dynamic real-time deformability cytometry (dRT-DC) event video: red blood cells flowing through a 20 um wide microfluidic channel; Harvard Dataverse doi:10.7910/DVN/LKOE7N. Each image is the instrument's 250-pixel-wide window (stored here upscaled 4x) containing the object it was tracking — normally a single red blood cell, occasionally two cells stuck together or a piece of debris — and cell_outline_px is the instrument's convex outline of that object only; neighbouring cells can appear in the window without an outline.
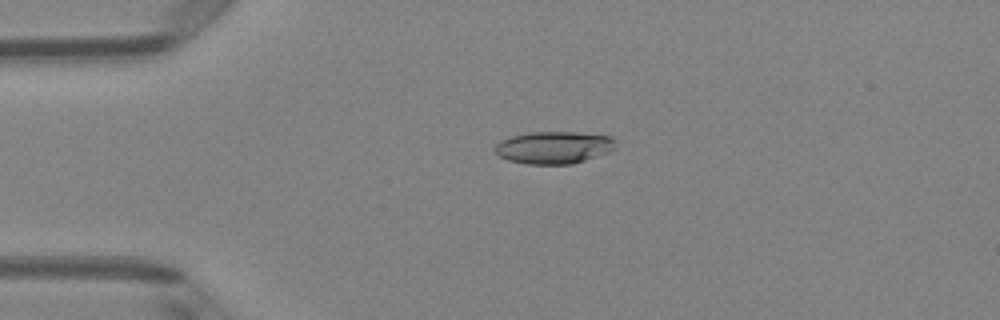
{"species": "Egyptian fruit bat (a non-hibernating species)", "species_latin": "Rousettus aegyptiacus", "temperature_condition": "room temperature", "stored_images_in_passage": 51, "camera_frame_rate_fps": 3000, "um_per_image_px": 0.085, "animal": {"sex": "female"}, "frame": {"image": 1, "passage_image": 12, "time_ms": 3.667, "image_size_px": [1000, 320], "cell_outline_px": [[616, 148], [612, 152], [572, 164], [528, 164], [508, 160], [492, 152], [492, 148], [500, 140], [512, 136], [528, 132], [576, 132], [612, 136], [616, 140]], "centroid_in_image_um": [47.09, 12.53], "position_along_channel_um": 37.9, "area_um2": 23.18}}
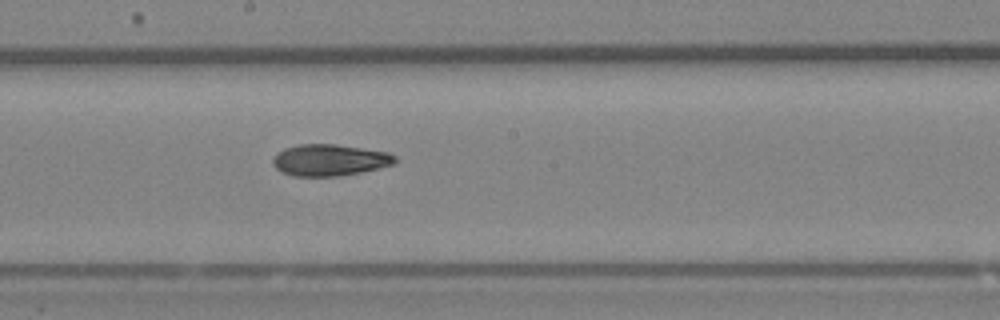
{"frame": {"image": 2, "passage_image": 28, "time_ms": 9.0, "image_size_px": [1000, 320], "cell_outline_px": [[396, 164], [360, 172], [336, 176], [296, 176], [280, 172], [272, 164], [272, 156], [276, 152], [284, 148], [300, 144], [336, 144], [388, 152], [396, 156]], "centroid_in_image_um": [27.98, 13.6], "position_along_channel_um": 220.2, "area_um2": 22.6}}
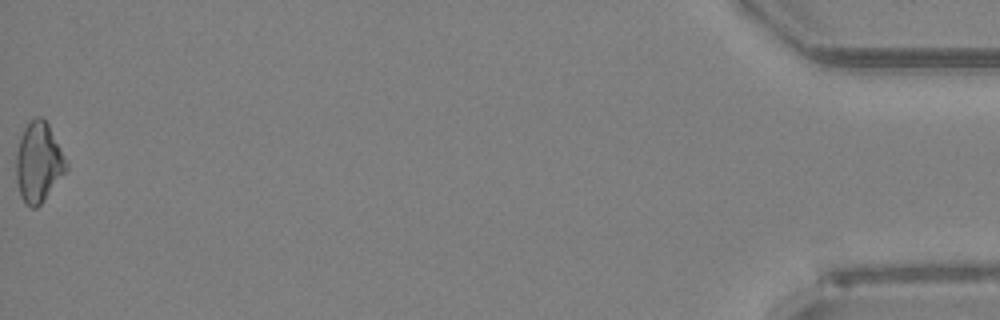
{"frame": {"image": 3, "passage_image": 51, "time_ms": 16.667, "image_size_px": [1000, 320], "cell_outline_px": [[68, 168], [40, 204], [36, 208], [32, 208], [20, 196], [16, 180], [16, 152], [20, 136], [24, 128], [36, 116], [40, 116], [48, 124], [68, 164]], "centroid_in_image_um": [3.25, 13.79], "position_along_channel_um": 431.9, "area_um2": 22.89}, "authors_computed_cell_mechanics": {"area_um2": 22.5998, "velocity_mm_per_s": 4.0572, "shape_relaxation_time_tau1_ms": null, "shape_relaxation_time_tau2_ms": 7.3101, "deformation_change_tau1": null, "deformation_change_tau2": 0.1578}}